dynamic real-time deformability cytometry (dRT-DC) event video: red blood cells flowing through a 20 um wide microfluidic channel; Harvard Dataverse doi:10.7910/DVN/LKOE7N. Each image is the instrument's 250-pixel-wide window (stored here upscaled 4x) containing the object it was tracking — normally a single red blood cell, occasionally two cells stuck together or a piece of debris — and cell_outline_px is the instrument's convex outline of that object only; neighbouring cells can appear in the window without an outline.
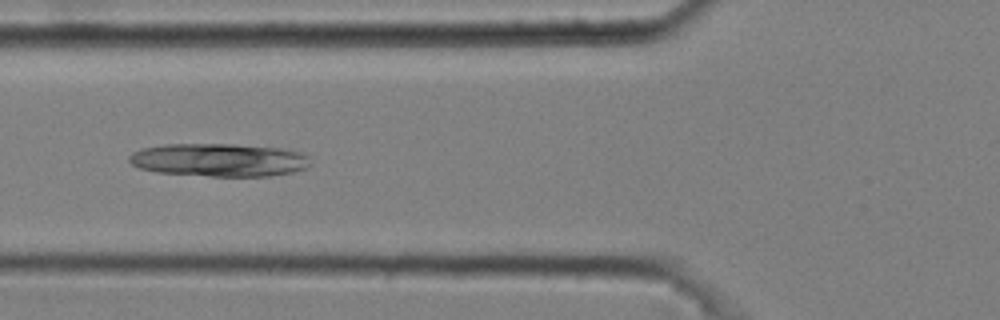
{"species": "common noctule bat (a hibernating species)", "species_latin": "Nyctalus noctula", "temperature_condition": "cold", "stored_images_in_passage": 7, "camera_frame_rate_fps": 3000, "um_per_image_px": 0.085, "animal": {"sex": "male", "body_mass_g": 20.4}, "frame": {"image": 1, "passage_image": 6, "time_ms": 1.667, "image_size_px": [1000, 320], "cell_outline_px": [[312, 164], [304, 168], [292, 172], [272, 176], [212, 176], [156, 172], [140, 168], [132, 164], [128, 160], [128, 156], [132, 152], [140, 148], [164, 144], [236, 144], [280, 148], [300, 152], [308, 156]], "centroid_in_image_um": [18.61, 13.59], "position_along_channel_um": 107.2, "area_um2": 35.14}}
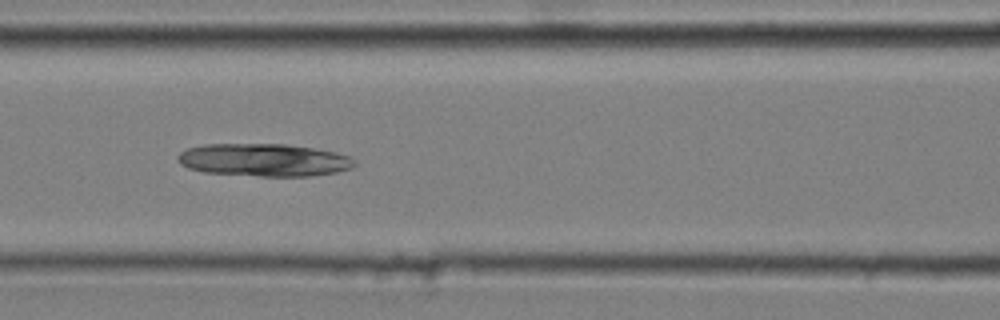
{"frame": {"image": 2, "passage_image": 7, "time_ms": 2.0, "image_size_px": [1000, 320], "cell_outline_px": [[356, 164], [352, 168], [336, 172], [308, 176], [260, 176], [204, 172], [188, 168], [180, 164], [176, 160], [176, 156], [184, 148], [204, 144], [284, 144], [312, 148], [336, 152], [348, 156], [356, 160]], "centroid_in_image_um": [22.39, 13.59], "position_along_channel_um": 144.2, "area_um2": 33.87}}